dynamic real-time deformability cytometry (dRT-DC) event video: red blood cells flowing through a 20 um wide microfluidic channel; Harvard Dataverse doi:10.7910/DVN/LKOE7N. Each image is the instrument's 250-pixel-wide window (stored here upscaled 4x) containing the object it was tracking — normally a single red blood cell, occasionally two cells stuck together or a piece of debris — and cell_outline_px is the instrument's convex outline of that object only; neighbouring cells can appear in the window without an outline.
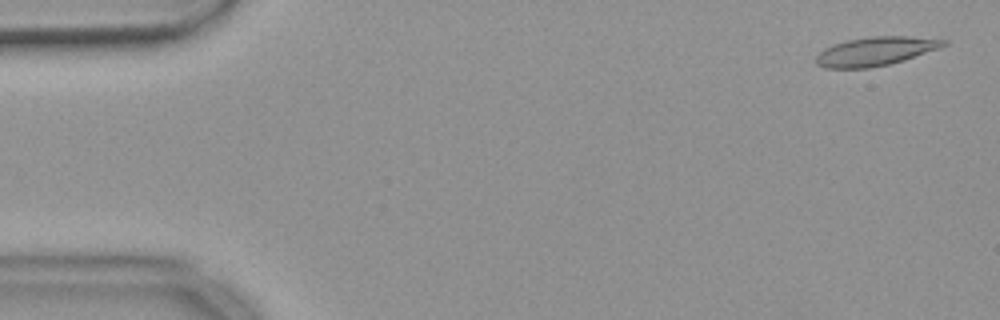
{"species": "common noctule bat (a hibernating species)", "species_latin": "Nyctalus noctula", "temperature_condition": "warm", "stored_images_in_passage": 55, "camera_frame_rate_fps": 3000, "um_per_image_px": 0.085, "animal": {"sex": "female", "body_mass_g": 18.4}, "frame": {"image": 1, "passage_image": 2, "time_ms": 0.333, "image_size_px": [1000, 320], "cell_outline_px": [[948, 44], [940, 48], [904, 60], [888, 64], [868, 68], [824, 68], [816, 64], [816, 56], [824, 48], [832, 44], [848, 40], [872, 36], [912, 36], [948, 40]], "centroid_in_image_um": [74.43, 4.35], "position_along_channel_um": 10.6, "area_um2": 21.44}}
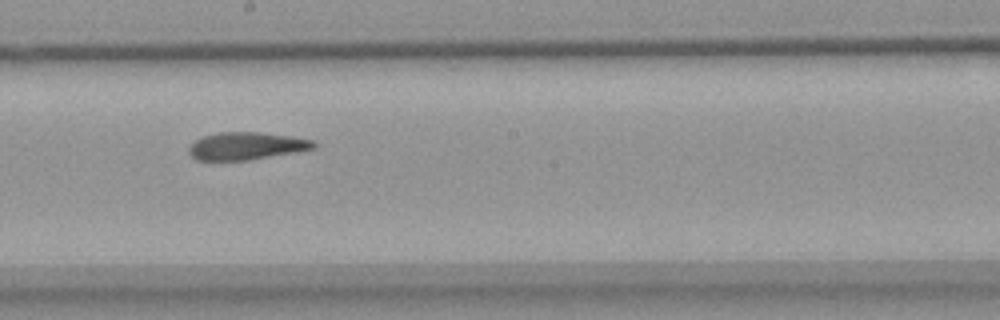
{"frame": {"image": 2, "passage_image": 30, "time_ms": 9.667, "image_size_px": [1000, 320], "cell_outline_px": [[316, 148], [296, 152], [248, 160], [196, 160], [188, 152], [188, 148], [196, 140], [204, 136], [216, 132], [260, 132], [292, 136], [316, 140]], "centroid_in_image_um": [20.98, 12.4], "position_along_channel_um": 227.2, "area_um2": 20.11}}
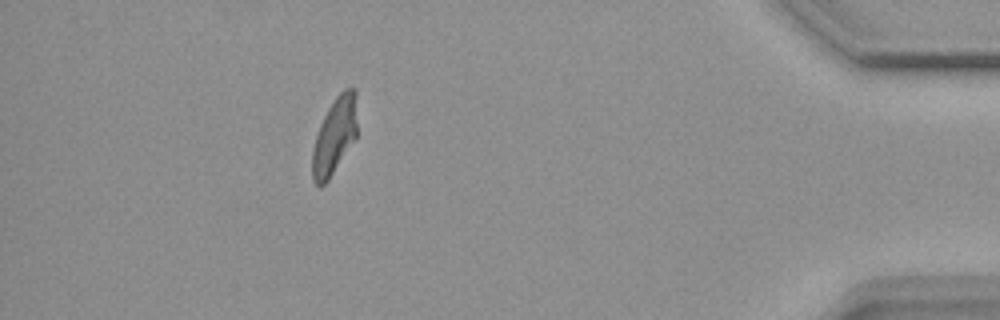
{"frame": {"image": 3, "passage_image": 49, "time_ms": 16.0, "image_size_px": [1000, 320], "cell_outline_px": [[356, 136], [328, 180], [320, 188], [312, 180], [312, 148], [320, 124], [328, 108], [336, 96], [344, 88], [356, 88]], "centroid_in_image_um": [28.41, 11.54], "position_along_channel_um": 406.8, "area_um2": 19.83}, "authors_computed_cell_mechanics": {"area_um2": 20.8658, "velocity_mm_per_s": 3.6623, "shape_relaxation_time_tau1_ms": null, "shape_relaxation_time_tau2_ms": 4.5977, "deformation_change_tau1": null, "deformation_change_tau2": 0.1215}}